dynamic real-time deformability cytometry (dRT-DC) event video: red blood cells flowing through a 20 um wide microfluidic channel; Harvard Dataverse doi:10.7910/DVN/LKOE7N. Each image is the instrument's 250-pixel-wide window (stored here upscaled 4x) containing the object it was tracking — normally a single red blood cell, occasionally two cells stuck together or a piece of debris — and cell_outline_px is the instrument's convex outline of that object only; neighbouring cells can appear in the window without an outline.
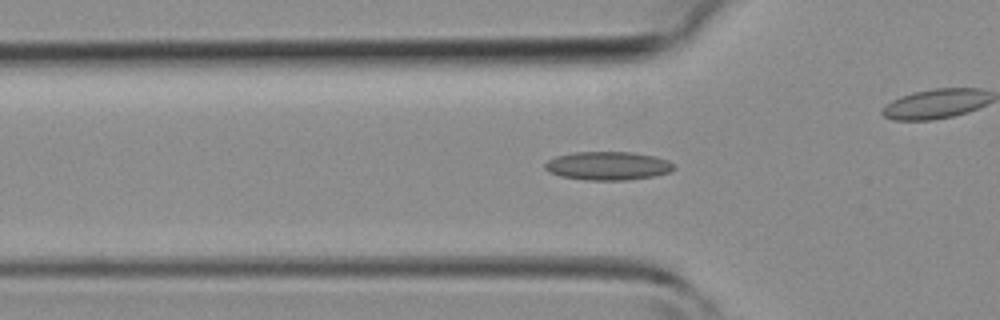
{"species": "common noctule bat (a hibernating species)", "species_latin": "Nyctalus noctula", "temperature_condition": "room temperature", "stored_images_in_passage": 43, "camera_frame_rate_fps": 3000, "um_per_image_px": 0.085, "animal": {"sex": "female", "body_mass_g": 19.3, "forearm_length_mm": 54.1}, "frame": {"image": 1, "passage_image": 14, "time_ms": 4.333, "image_size_px": [1000, 320], "cell_outline_px": [[676, 168], [668, 172], [652, 176], [624, 180], [588, 180], [560, 176], [548, 172], [544, 168], [544, 164], [548, 160], [556, 156], [572, 152], [632, 152], [656, 156], [668, 160], [676, 164]], "centroid_in_image_um": [51.67, 14.08], "position_along_channel_um": 74.1, "area_um2": 21.5}}
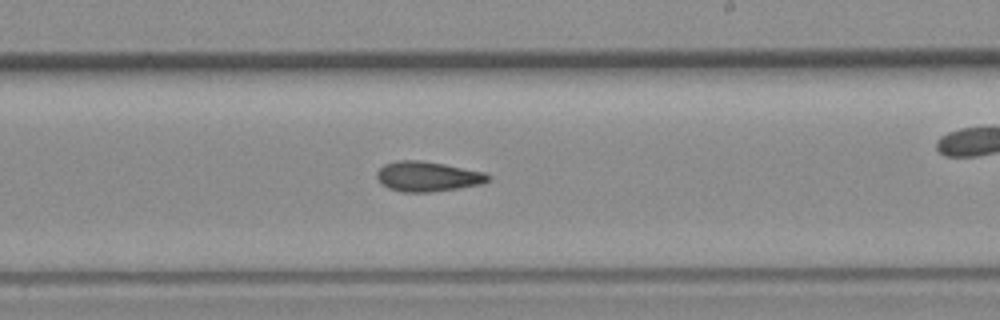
{"frame": {"image": 2, "passage_image": 25, "time_ms": 8.0, "image_size_px": [1000, 320], "cell_outline_px": [[492, 176], [484, 184], [460, 188], [432, 192], [404, 192], [388, 188], [380, 184], [376, 176], [376, 172], [384, 164], [400, 160], [420, 160], [444, 164], [484, 172]], "centroid_in_image_um": [36.35, 15.01], "position_along_channel_um": 252.7, "area_um2": 19.59}}
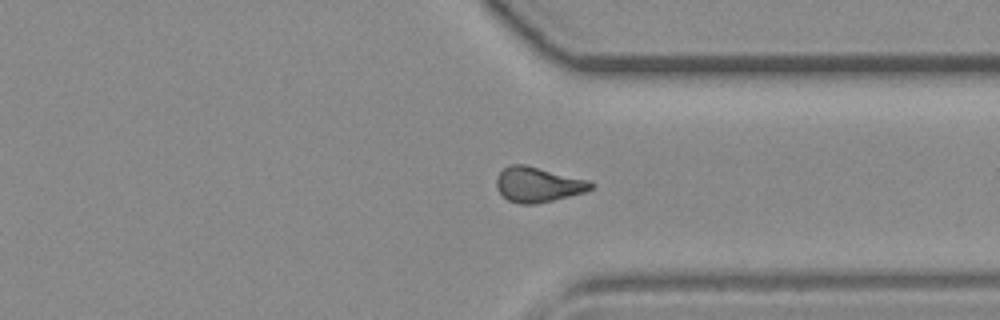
{"frame": {"image": 3, "passage_image": 32, "time_ms": 10.333, "image_size_px": [1000, 320], "cell_outline_px": [[596, 184], [592, 188], [584, 192], [536, 204], [520, 204], [508, 200], [496, 188], [496, 176], [508, 164], [524, 164], [592, 180]], "centroid_in_image_um": [45.74, 15.67], "position_along_channel_um": 365.7, "area_um2": 19.48}}